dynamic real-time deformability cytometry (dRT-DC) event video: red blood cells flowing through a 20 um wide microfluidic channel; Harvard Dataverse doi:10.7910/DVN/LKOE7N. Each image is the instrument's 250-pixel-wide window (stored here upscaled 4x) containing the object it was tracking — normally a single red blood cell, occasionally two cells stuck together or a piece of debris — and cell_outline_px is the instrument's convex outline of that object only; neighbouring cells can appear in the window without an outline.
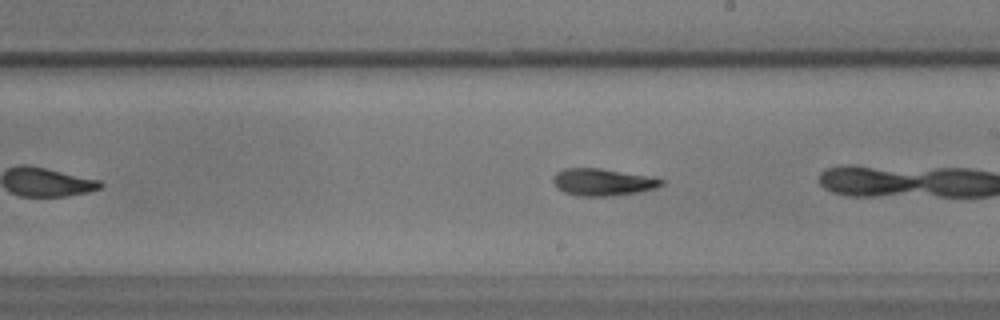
{"species": "common noctule bat (a hibernating species)", "species_latin": "Nyctalus noctula", "temperature_condition": "warm", "stored_images_in_passage": 34, "camera_frame_rate_fps": 3000, "um_per_image_px": 0.085, "animal": {"sex": "male", "body_mass_g": 17.9}, "frame": {"image": 1, "passage_image": 24, "time_ms": 7.667, "image_size_px": [1000, 320], "cell_outline_px": [[664, 184], [656, 188], [636, 192], [612, 196], [576, 196], [564, 192], [556, 188], [552, 180], [556, 172], [564, 168], [600, 168], [652, 176], [664, 180]], "centroid_in_image_um": [51.22, 15.47], "position_along_channel_um": 237.8, "area_um2": 17.28}}